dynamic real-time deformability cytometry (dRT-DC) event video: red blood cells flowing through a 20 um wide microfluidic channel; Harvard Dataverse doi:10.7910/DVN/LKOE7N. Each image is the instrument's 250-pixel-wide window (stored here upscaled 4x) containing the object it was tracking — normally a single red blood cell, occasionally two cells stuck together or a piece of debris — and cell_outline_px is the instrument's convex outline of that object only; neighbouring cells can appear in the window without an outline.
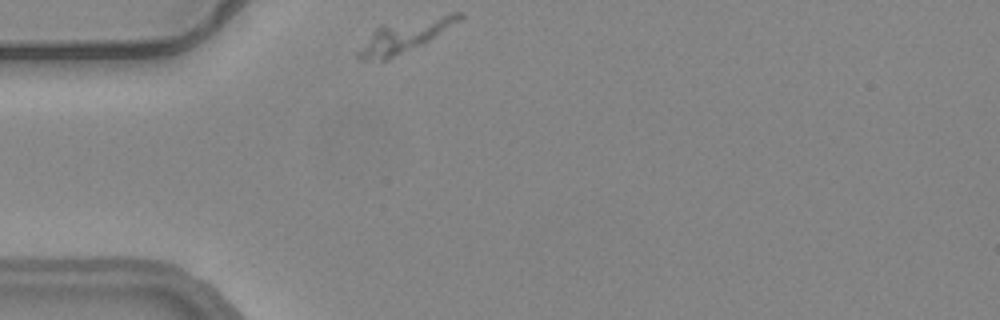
{"species": "common noctule bat (a hibernating species)", "species_latin": "Nyctalus noctula", "temperature_condition": "warm", "stored_images_in_passage": 37, "camera_frame_rate_fps": 3000, "um_per_image_px": 0.085, "animal": {"sex": "female", "body_mass_g": 24.6, "forearm_length_mm": 56.2}, "frame": {"image": 1, "passage_image": 1, "time_ms": 0.0, "image_size_px": [1000, 320], "cell_outline_px": [[464, 20], [428, 40], [388, 60], [380, 60], [356, 56], [356, 52], [372, 32], [376, 28], [452, 12], [460, 12], [464, 16]], "centroid_in_image_um": [34.48, 3.04], "position_along_channel_um": 50.5, "area_um2": 17.98}}
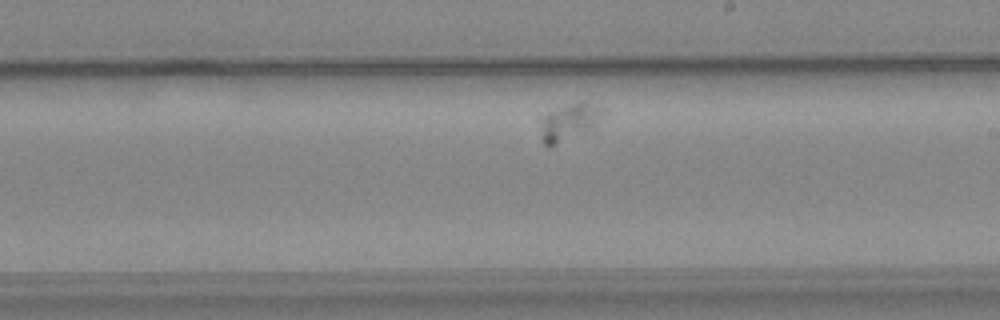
{"frame": {"image": 2, "passage_image": 20, "time_ms": 6.333, "image_size_px": [1000, 320], "cell_outline_px": [[604, 112], [592, 124], [556, 144], [548, 148], [544, 144], [544, 116], [548, 112], [580, 100], [584, 100], [604, 108]], "centroid_in_image_um": [48.39, 10.28], "position_along_channel_um": 240.6, "area_um2": 12.02}}
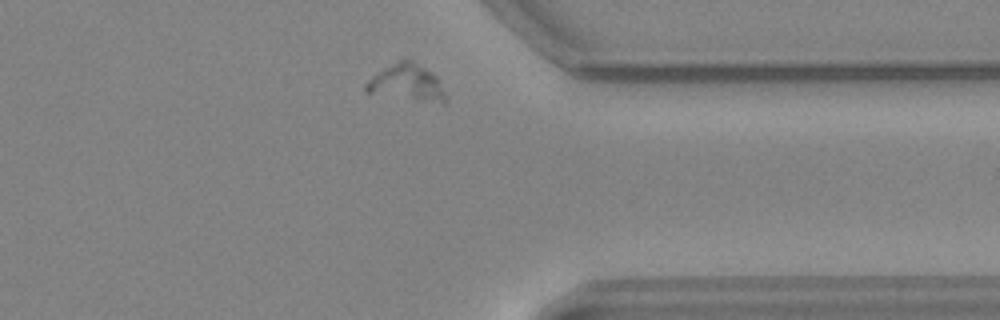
{"frame": {"image": 3, "passage_image": 33, "time_ms": 10.667, "image_size_px": [1000, 320], "cell_outline_px": [[444, 104], [364, 92], [364, 84], [372, 76], [384, 68], [404, 56], [412, 60], [436, 76], [444, 92]], "centroid_in_image_um": [34.53, 7.0], "position_along_channel_um": 376.9, "area_um2": 16.82}}